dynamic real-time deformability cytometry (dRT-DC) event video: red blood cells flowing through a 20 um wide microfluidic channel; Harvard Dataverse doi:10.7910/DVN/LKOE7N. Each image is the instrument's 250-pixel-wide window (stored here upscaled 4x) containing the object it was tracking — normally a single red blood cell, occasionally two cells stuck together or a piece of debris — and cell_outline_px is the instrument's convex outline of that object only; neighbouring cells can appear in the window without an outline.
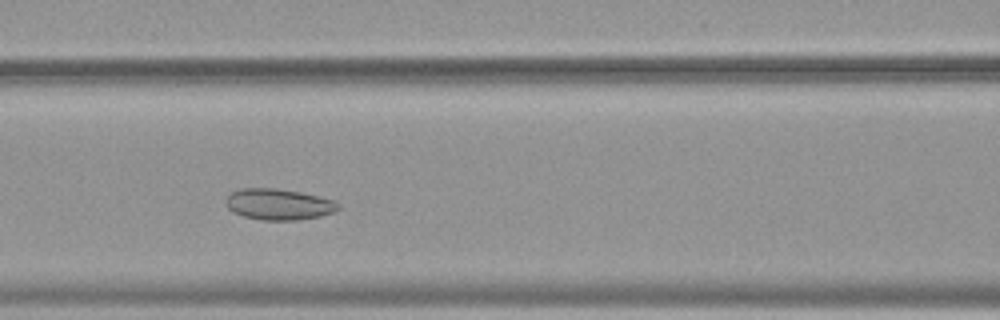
{"species": "common noctule bat (a hibernating species)", "species_latin": "Nyctalus noctula", "temperature_condition": "warm", "stored_images_in_passage": 46, "camera_frame_rate_fps": 3000, "um_per_image_px": 0.085, "animal": {"sex": "female", "body_mass_g": 19.9}, "frame": {"image": 1, "passage_image": 16, "time_ms": 5.0, "image_size_px": [1000, 320], "cell_outline_px": [[340, 208], [332, 212], [320, 216], [296, 220], [260, 220], [244, 216], [232, 212], [224, 204], [224, 200], [232, 192], [240, 188], [276, 188], [300, 192], [332, 200], [340, 204]], "centroid_in_image_um": [23.63, 17.37], "position_along_channel_um": 143.0, "area_um2": 20.35}}
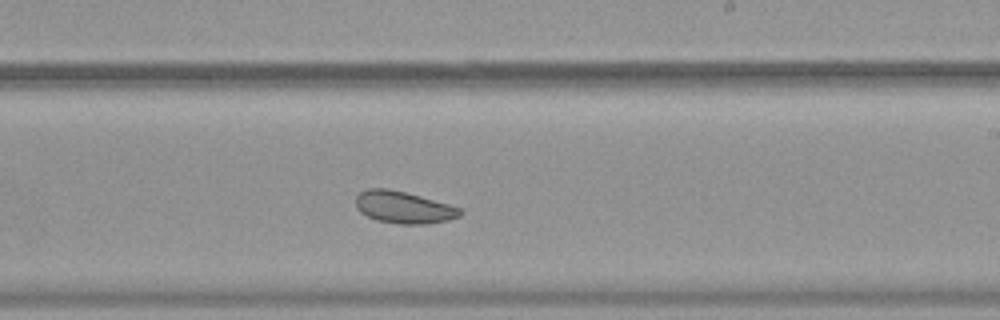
{"frame": {"image": 2, "passage_image": 25, "time_ms": 8.0, "image_size_px": [1000, 320], "cell_outline_px": [[464, 212], [460, 216], [448, 220], [424, 224], [400, 224], [376, 220], [360, 212], [356, 208], [356, 196], [360, 192], [368, 188], [388, 188], [420, 196], [448, 204], [460, 208]], "centroid_in_image_um": [34.29, 17.62], "position_along_channel_um": 254.7, "area_um2": 19.42}}
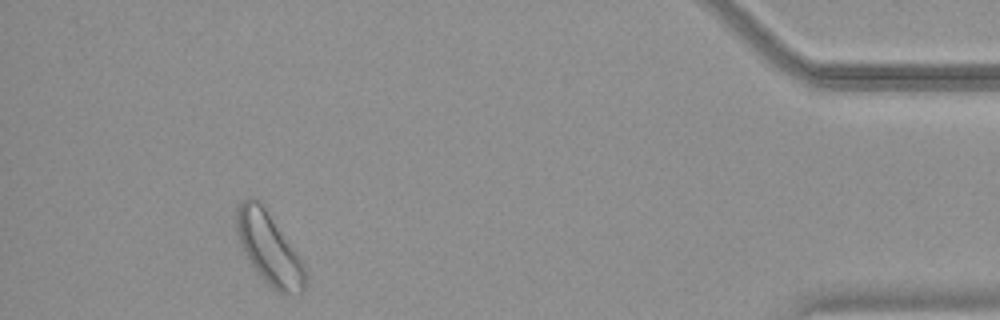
{"frame": {"image": 3, "passage_image": 42, "time_ms": 13.667, "image_size_px": [1000, 320], "cell_outline_px": [[304, 292], [300, 296], [284, 296], [272, 288], [256, 272], [244, 252], [240, 244], [236, 232], [236, 212], [240, 204], [248, 196], [256, 196], [264, 204], [304, 264]], "centroid_in_image_um": [22.86, 21.12], "position_along_channel_um": 412.3, "area_um2": 29.07}, "authors_computed_cell_mechanics": {"area_um2": 22.9177, "velocity_mm_per_s": 3.7434, "shape_relaxation_time_tau1_ms": null, "shape_relaxation_time_tau2_ms": 9.1168, "deformation_change_tau1": null, "deformation_change_tau2": 0.1497}}